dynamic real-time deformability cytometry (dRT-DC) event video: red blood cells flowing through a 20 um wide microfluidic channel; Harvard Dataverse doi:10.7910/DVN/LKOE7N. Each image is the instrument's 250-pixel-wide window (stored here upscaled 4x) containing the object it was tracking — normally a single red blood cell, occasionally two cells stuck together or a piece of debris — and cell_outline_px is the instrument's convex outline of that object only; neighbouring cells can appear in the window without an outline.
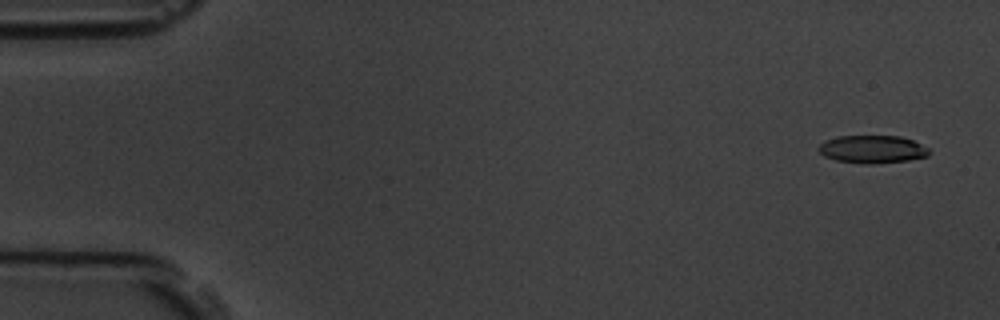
{"species": "common noctule bat (a hibernating species)", "species_latin": "Nyctalus noctula", "temperature_condition": "room temperature", "stored_images_in_passage": 4, "camera_frame_rate_fps": 3000, "um_per_image_px": 0.085, "animal": {"sex": "male", "body_mass_g": 19.5, "forearm_length_mm": 54.6}, "frame": {"image": 1, "passage_image": 1, "time_ms": 0.0, "image_size_px": [1000, 320], "cell_outline_px": [[928, 156], [908, 160], [872, 164], [864, 164], [836, 160], [824, 156], [816, 148], [824, 140], [836, 136], [900, 136], [912, 140], [928, 148]], "centroid_in_image_um": [74.1, 12.68], "position_along_channel_um": 10.9, "area_um2": 17.92}}
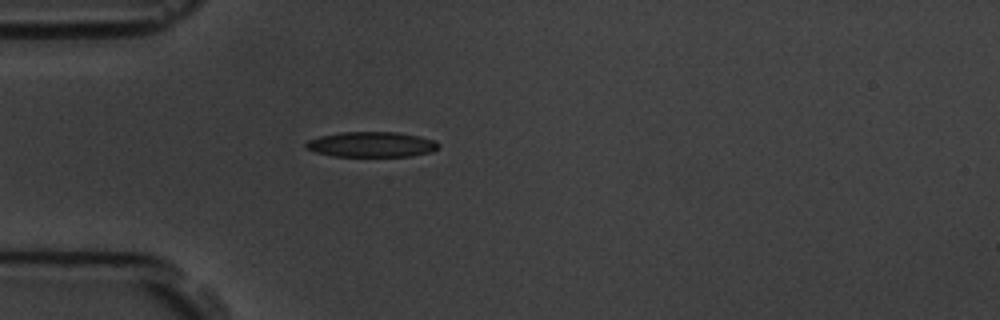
{"frame": {"image": 2, "passage_image": 4, "time_ms": 4.333, "image_size_px": [1000, 320], "cell_outline_px": [[440, 144], [432, 152], [412, 156], [332, 156], [316, 152], [304, 148], [304, 144], [308, 140], [320, 136], [340, 132], [396, 132], [420, 136], [436, 140]], "centroid_in_image_um": [31.57, 12.27], "position_along_channel_um": 53.4, "area_um2": 19.65}}